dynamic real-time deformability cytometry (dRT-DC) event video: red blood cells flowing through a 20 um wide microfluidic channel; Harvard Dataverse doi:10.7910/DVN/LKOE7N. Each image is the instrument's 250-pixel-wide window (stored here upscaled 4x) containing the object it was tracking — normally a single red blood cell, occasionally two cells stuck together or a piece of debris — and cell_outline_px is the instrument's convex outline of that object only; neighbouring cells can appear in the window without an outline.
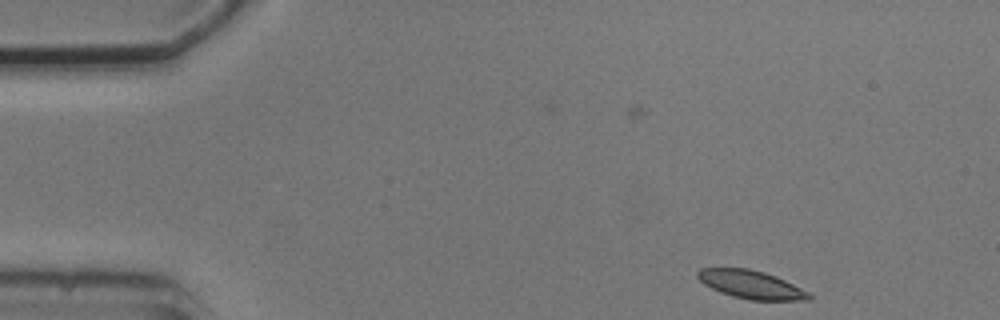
{"species": "common noctule bat (a hibernating species)", "species_latin": "Nyctalus noctula", "temperature_condition": "cold", "stored_images_in_passage": 7, "camera_frame_rate_fps": 3000, "um_per_image_px": 0.085, "animal": {"sex": "male", "body_mass_g": 20.5, "forearm_length_mm": 52.5}, "frame": {"image": 1, "passage_image": 1, "time_ms": 0.0, "image_size_px": [1000, 320], "cell_outline_px": [[812, 300], [752, 300], [732, 296], [720, 292], [704, 284], [696, 276], [696, 272], [700, 268], [748, 268], [764, 272], [776, 276], [808, 292], [812, 296]], "centroid_in_image_um": [63.82, 24.18], "position_along_channel_um": 21.2, "area_um2": 18.21}}
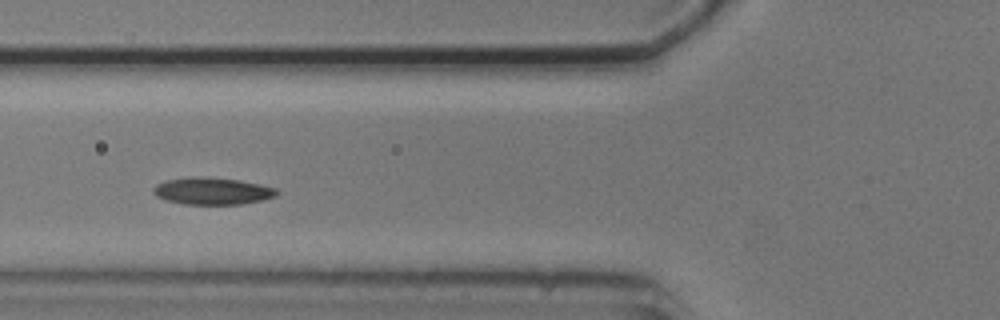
{"frame": {"image": 2, "passage_image": 5, "time_ms": 4.667, "image_size_px": [1000, 320], "cell_outline_px": [[280, 192], [276, 196], [264, 200], [240, 204], [184, 204], [168, 200], [156, 196], [152, 192], [152, 188], [156, 184], [168, 180], [192, 176], [208, 176], [240, 180], [260, 184], [276, 188]], "centroid_in_image_um": [18.07, 16.22], "position_along_channel_um": 107.7, "area_um2": 19.65}}
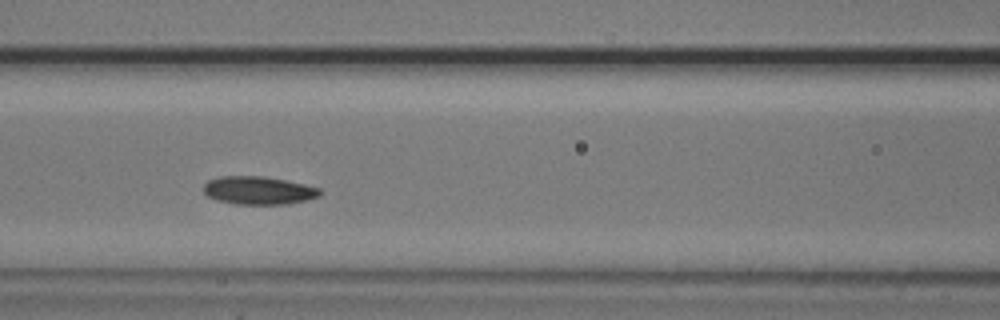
{"frame": {"image": 3, "passage_image": 6, "time_ms": 5.667, "image_size_px": [1000, 320], "cell_outline_px": [[324, 192], [320, 196], [288, 204], [232, 204], [216, 200], [208, 196], [204, 192], [204, 184], [208, 180], [220, 176], [264, 176], [304, 184], [320, 188]], "centroid_in_image_um": [21.97, 16.19], "position_along_channel_um": 144.6, "area_um2": 19.13}}